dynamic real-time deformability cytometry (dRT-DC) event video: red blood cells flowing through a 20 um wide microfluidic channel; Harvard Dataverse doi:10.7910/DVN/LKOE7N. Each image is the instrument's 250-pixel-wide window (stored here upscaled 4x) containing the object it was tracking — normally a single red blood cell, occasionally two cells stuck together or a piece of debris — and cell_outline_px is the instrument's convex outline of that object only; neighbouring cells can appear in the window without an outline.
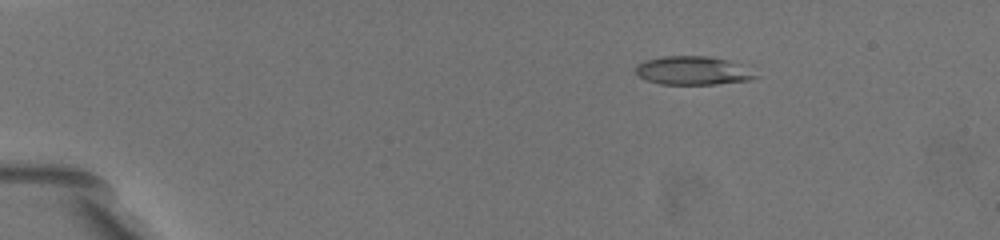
{"species": "common noctule bat (a hibernating species)", "species_latin": "Nyctalus noctula", "temperature_condition": "warm", "stored_images_in_passage": 54, "camera_frame_rate_fps": 3000, "um_per_image_px": 0.085, "animal": {"sex": "female", "body_mass_g": 19.5, "forearm_length_mm": 54.1}, "frame": {"image": 1, "passage_image": 10, "time_ms": 3.0, "image_size_px": [1000, 240], "cell_outline_px": [[760, 76], [752, 80], [716, 84], [660, 84], [648, 80], [640, 76], [636, 72], [636, 64], [644, 60], [664, 56], [708, 56], [728, 60]], "centroid_in_image_um": [58.86, 6.0], "position_along_channel_um": 26.1, "area_um2": 19.71}}
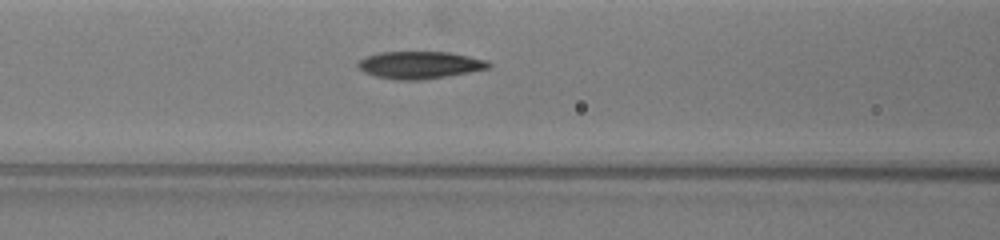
{"frame": {"image": 2, "passage_image": 24, "time_ms": 8.667, "image_size_px": [1000, 240], "cell_outline_px": [[492, 64], [488, 68], [448, 76], [420, 80], [396, 80], [376, 76], [364, 72], [356, 64], [360, 60], [368, 56], [380, 52], [448, 52], [488, 60]], "centroid_in_image_um": [35.69, 5.52], "position_along_channel_um": 130.9, "area_um2": 20.63}}
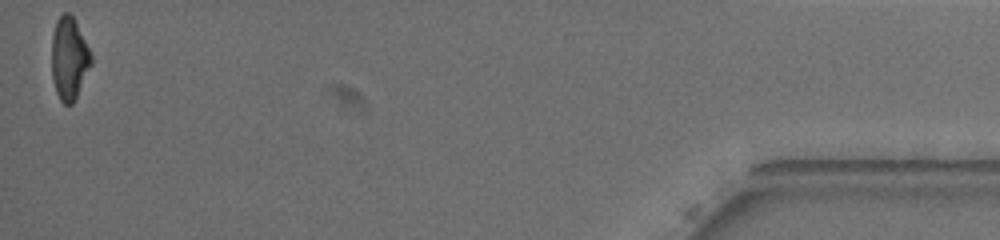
{"frame": {"image": 3, "passage_image": 54, "time_ms": 19.333, "image_size_px": [1000, 240], "cell_outline_px": [[92, 64], [72, 104], [64, 104], [60, 100], [56, 92], [52, 80], [52, 36], [56, 20], [64, 12], [68, 12], [72, 16], [92, 56]], "centroid_in_image_um": [5.86, 4.99], "position_along_channel_um": 429.3, "area_um2": 18.67}, "authors_computed_cell_mechanics": {"area_um2": 20.6346, "velocity_mm_per_s": 3.586, "shape_relaxation_time_tau1_ms": 4.94, "shape_relaxation_time_tau2_ms": 2.6148, "deformation_change_tau1": 0.2062, "deformation_change_tau2": 0.0845}}